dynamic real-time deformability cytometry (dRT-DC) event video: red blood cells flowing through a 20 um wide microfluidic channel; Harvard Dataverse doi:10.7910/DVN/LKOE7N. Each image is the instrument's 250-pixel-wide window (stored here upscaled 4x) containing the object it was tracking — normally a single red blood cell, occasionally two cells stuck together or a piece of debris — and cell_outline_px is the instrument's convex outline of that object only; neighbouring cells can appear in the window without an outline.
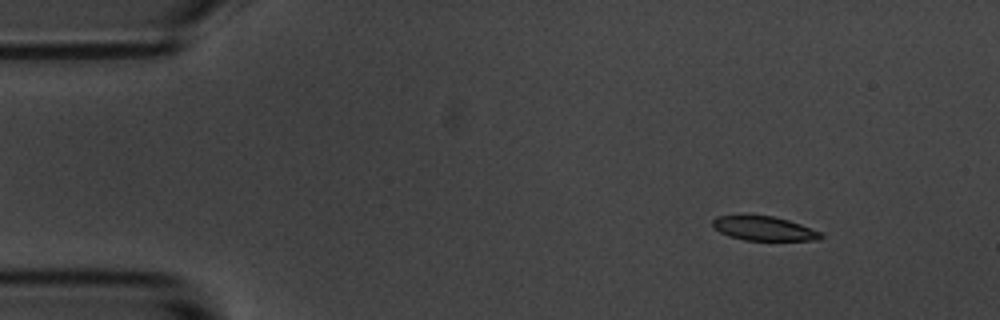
{"species": "common noctule bat (a hibernating species)", "species_latin": "Nyctalus noctula", "temperature_condition": "room temperature", "stored_images_in_passage": 5, "camera_frame_rate_fps": 3000, "um_per_image_px": 0.085, "animal": {"sex": "male", "body_mass_g": 20.1, "forearm_length_mm": 53.5}, "frame": {"image": 1, "passage_image": 2, "time_ms": 1.333, "image_size_px": [1000, 320], "cell_outline_px": [[824, 236], [820, 240], [744, 240], [728, 236], [712, 228], [712, 220], [716, 216], [740, 212], [744, 212], [772, 216], [788, 220], [800, 224], [820, 232]], "centroid_in_image_um": [64.81, 19.37], "position_along_channel_um": 20.2, "area_um2": 16.01}}
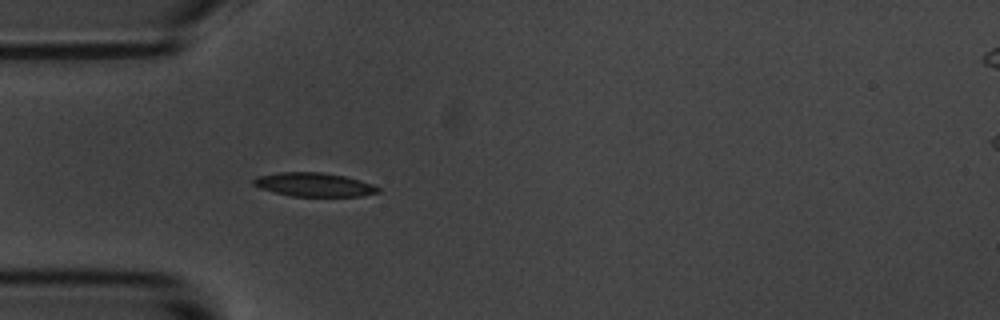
{"frame": {"image": 2, "passage_image": 5, "time_ms": 4.667, "image_size_px": [1000, 320], "cell_outline_px": [[380, 192], [360, 196], [292, 196], [272, 192], [260, 188], [252, 184], [252, 180], [256, 176], [276, 172], [320, 172], [344, 176], [360, 180], [372, 184], [380, 188]], "centroid_in_image_um": [26.65, 15.69], "position_along_channel_um": 58.4, "area_um2": 17.34}}